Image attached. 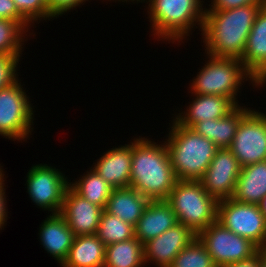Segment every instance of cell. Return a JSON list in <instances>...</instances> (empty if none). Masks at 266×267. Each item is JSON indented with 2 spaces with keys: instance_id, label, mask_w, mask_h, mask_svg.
<instances>
[{
  "instance_id": "d4e9b609",
  "label": "cell",
  "mask_w": 266,
  "mask_h": 267,
  "mask_svg": "<svg viewBox=\"0 0 266 267\" xmlns=\"http://www.w3.org/2000/svg\"><path fill=\"white\" fill-rule=\"evenodd\" d=\"M83 175L79 180L70 182V187L84 199L104 209L113 187L92 168Z\"/></svg>"
},
{
  "instance_id": "8992f818",
  "label": "cell",
  "mask_w": 266,
  "mask_h": 267,
  "mask_svg": "<svg viewBox=\"0 0 266 267\" xmlns=\"http://www.w3.org/2000/svg\"><path fill=\"white\" fill-rule=\"evenodd\" d=\"M166 201L178 223L196 235L217 220L218 201L205 191L200 181L178 180Z\"/></svg>"
},
{
  "instance_id": "f1b7e54d",
  "label": "cell",
  "mask_w": 266,
  "mask_h": 267,
  "mask_svg": "<svg viewBox=\"0 0 266 267\" xmlns=\"http://www.w3.org/2000/svg\"><path fill=\"white\" fill-rule=\"evenodd\" d=\"M19 13L33 26L34 22L50 20L47 0H14ZM39 20V21H38Z\"/></svg>"
},
{
  "instance_id": "d590c367",
  "label": "cell",
  "mask_w": 266,
  "mask_h": 267,
  "mask_svg": "<svg viewBox=\"0 0 266 267\" xmlns=\"http://www.w3.org/2000/svg\"><path fill=\"white\" fill-rule=\"evenodd\" d=\"M260 211L266 218V196L258 204Z\"/></svg>"
},
{
  "instance_id": "836d02e7",
  "label": "cell",
  "mask_w": 266,
  "mask_h": 267,
  "mask_svg": "<svg viewBox=\"0 0 266 267\" xmlns=\"http://www.w3.org/2000/svg\"><path fill=\"white\" fill-rule=\"evenodd\" d=\"M4 169L2 168L0 170V230H2V228L4 229V226H6V222H7V219H8V211H7V200H6V185H5V177L6 176L3 172Z\"/></svg>"
},
{
  "instance_id": "4dcf8cb0",
  "label": "cell",
  "mask_w": 266,
  "mask_h": 267,
  "mask_svg": "<svg viewBox=\"0 0 266 267\" xmlns=\"http://www.w3.org/2000/svg\"><path fill=\"white\" fill-rule=\"evenodd\" d=\"M86 1L89 0H47L50 11V20L52 18L55 19L54 17H59V15L62 16L67 13V11L70 12V10H73L74 8L76 9Z\"/></svg>"
},
{
  "instance_id": "4316f807",
  "label": "cell",
  "mask_w": 266,
  "mask_h": 267,
  "mask_svg": "<svg viewBox=\"0 0 266 267\" xmlns=\"http://www.w3.org/2000/svg\"><path fill=\"white\" fill-rule=\"evenodd\" d=\"M27 32L28 30L19 22L0 19V54L21 56L24 50L22 46L28 39L25 37L28 35Z\"/></svg>"
},
{
  "instance_id": "52a82bcc",
  "label": "cell",
  "mask_w": 266,
  "mask_h": 267,
  "mask_svg": "<svg viewBox=\"0 0 266 267\" xmlns=\"http://www.w3.org/2000/svg\"><path fill=\"white\" fill-rule=\"evenodd\" d=\"M19 79L0 89V135L26 142L33 132L34 109Z\"/></svg>"
},
{
  "instance_id": "603a6c76",
  "label": "cell",
  "mask_w": 266,
  "mask_h": 267,
  "mask_svg": "<svg viewBox=\"0 0 266 267\" xmlns=\"http://www.w3.org/2000/svg\"><path fill=\"white\" fill-rule=\"evenodd\" d=\"M106 245L96 234L75 236L61 267H104Z\"/></svg>"
},
{
  "instance_id": "4fadbf2b",
  "label": "cell",
  "mask_w": 266,
  "mask_h": 267,
  "mask_svg": "<svg viewBox=\"0 0 266 267\" xmlns=\"http://www.w3.org/2000/svg\"><path fill=\"white\" fill-rule=\"evenodd\" d=\"M197 235L185 225L177 223L161 235L144 244V262L157 267H169L177 254Z\"/></svg>"
},
{
  "instance_id": "9c48e42d",
  "label": "cell",
  "mask_w": 266,
  "mask_h": 267,
  "mask_svg": "<svg viewBox=\"0 0 266 267\" xmlns=\"http://www.w3.org/2000/svg\"><path fill=\"white\" fill-rule=\"evenodd\" d=\"M197 237L217 267L239 262L259 250L252 241L233 233L217 220L202 230Z\"/></svg>"
},
{
  "instance_id": "9a60e30c",
  "label": "cell",
  "mask_w": 266,
  "mask_h": 267,
  "mask_svg": "<svg viewBox=\"0 0 266 267\" xmlns=\"http://www.w3.org/2000/svg\"><path fill=\"white\" fill-rule=\"evenodd\" d=\"M132 142L104 152L94 166L95 170L113 188L130 187Z\"/></svg>"
},
{
  "instance_id": "ffe728a7",
  "label": "cell",
  "mask_w": 266,
  "mask_h": 267,
  "mask_svg": "<svg viewBox=\"0 0 266 267\" xmlns=\"http://www.w3.org/2000/svg\"><path fill=\"white\" fill-rule=\"evenodd\" d=\"M251 109L250 107L237 105L223 118L201 121L196 123L191 129L211 140L218 148H229L241 119Z\"/></svg>"
},
{
  "instance_id": "6da1fadb",
  "label": "cell",
  "mask_w": 266,
  "mask_h": 267,
  "mask_svg": "<svg viewBox=\"0 0 266 267\" xmlns=\"http://www.w3.org/2000/svg\"><path fill=\"white\" fill-rule=\"evenodd\" d=\"M263 5L250 4L230 10H209L205 6L201 31L205 53L241 59L256 14Z\"/></svg>"
},
{
  "instance_id": "2e32d148",
  "label": "cell",
  "mask_w": 266,
  "mask_h": 267,
  "mask_svg": "<svg viewBox=\"0 0 266 267\" xmlns=\"http://www.w3.org/2000/svg\"><path fill=\"white\" fill-rule=\"evenodd\" d=\"M194 95L185 111L172 117L182 126L192 128L196 123L210 119H220L237 105L228 97L219 95ZM194 99V100H193Z\"/></svg>"
},
{
  "instance_id": "e575fe53",
  "label": "cell",
  "mask_w": 266,
  "mask_h": 267,
  "mask_svg": "<svg viewBox=\"0 0 266 267\" xmlns=\"http://www.w3.org/2000/svg\"><path fill=\"white\" fill-rule=\"evenodd\" d=\"M261 258H262L261 253L258 250L251 257L242 259L239 262H234V263H230L227 265H223L221 267H259Z\"/></svg>"
},
{
  "instance_id": "5bb4252c",
  "label": "cell",
  "mask_w": 266,
  "mask_h": 267,
  "mask_svg": "<svg viewBox=\"0 0 266 267\" xmlns=\"http://www.w3.org/2000/svg\"><path fill=\"white\" fill-rule=\"evenodd\" d=\"M103 211V208L84 199L69 187L60 214L74 235L78 236L96 234Z\"/></svg>"
},
{
  "instance_id": "cb8c5ba5",
  "label": "cell",
  "mask_w": 266,
  "mask_h": 267,
  "mask_svg": "<svg viewBox=\"0 0 266 267\" xmlns=\"http://www.w3.org/2000/svg\"><path fill=\"white\" fill-rule=\"evenodd\" d=\"M144 266V245L136 237L106 246L104 267Z\"/></svg>"
},
{
  "instance_id": "ab89813d",
  "label": "cell",
  "mask_w": 266,
  "mask_h": 267,
  "mask_svg": "<svg viewBox=\"0 0 266 267\" xmlns=\"http://www.w3.org/2000/svg\"><path fill=\"white\" fill-rule=\"evenodd\" d=\"M259 267H266V261L261 258Z\"/></svg>"
},
{
  "instance_id": "d6986e66",
  "label": "cell",
  "mask_w": 266,
  "mask_h": 267,
  "mask_svg": "<svg viewBox=\"0 0 266 267\" xmlns=\"http://www.w3.org/2000/svg\"><path fill=\"white\" fill-rule=\"evenodd\" d=\"M177 223L172 206L166 200L150 201L134 226L135 237L144 245Z\"/></svg>"
},
{
  "instance_id": "ba28073f",
  "label": "cell",
  "mask_w": 266,
  "mask_h": 267,
  "mask_svg": "<svg viewBox=\"0 0 266 267\" xmlns=\"http://www.w3.org/2000/svg\"><path fill=\"white\" fill-rule=\"evenodd\" d=\"M61 169L48 164L32 165L26 176L27 192L32 202L51 214L61 212L70 182Z\"/></svg>"
},
{
  "instance_id": "7402d4cb",
  "label": "cell",
  "mask_w": 266,
  "mask_h": 267,
  "mask_svg": "<svg viewBox=\"0 0 266 267\" xmlns=\"http://www.w3.org/2000/svg\"><path fill=\"white\" fill-rule=\"evenodd\" d=\"M266 196V160L241 167L232 199L256 204Z\"/></svg>"
},
{
  "instance_id": "f35d334b",
  "label": "cell",
  "mask_w": 266,
  "mask_h": 267,
  "mask_svg": "<svg viewBox=\"0 0 266 267\" xmlns=\"http://www.w3.org/2000/svg\"><path fill=\"white\" fill-rule=\"evenodd\" d=\"M266 76L258 83V88L266 86Z\"/></svg>"
},
{
  "instance_id": "7c38bea8",
  "label": "cell",
  "mask_w": 266,
  "mask_h": 267,
  "mask_svg": "<svg viewBox=\"0 0 266 267\" xmlns=\"http://www.w3.org/2000/svg\"><path fill=\"white\" fill-rule=\"evenodd\" d=\"M241 166L229 148H218L204 176L199 180L205 191L217 201L230 199Z\"/></svg>"
},
{
  "instance_id": "d6a6232c",
  "label": "cell",
  "mask_w": 266,
  "mask_h": 267,
  "mask_svg": "<svg viewBox=\"0 0 266 267\" xmlns=\"http://www.w3.org/2000/svg\"><path fill=\"white\" fill-rule=\"evenodd\" d=\"M250 4H266V0H211L209 10H230Z\"/></svg>"
},
{
  "instance_id": "484cf974",
  "label": "cell",
  "mask_w": 266,
  "mask_h": 267,
  "mask_svg": "<svg viewBox=\"0 0 266 267\" xmlns=\"http://www.w3.org/2000/svg\"><path fill=\"white\" fill-rule=\"evenodd\" d=\"M96 236L107 246L134 238L135 229L132 224L103 211Z\"/></svg>"
},
{
  "instance_id": "1f68e13d",
  "label": "cell",
  "mask_w": 266,
  "mask_h": 267,
  "mask_svg": "<svg viewBox=\"0 0 266 267\" xmlns=\"http://www.w3.org/2000/svg\"><path fill=\"white\" fill-rule=\"evenodd\" d=\"M0 19H9L21 23L28 31L31 24L19 13L14 0H0Z\"/></svg>"
},
{
  "instance_id": "30bf717a",
  "label": "cell",
  "mask_w": 266,
  "mask_h": 267,
  "mask_svg": "<svg viewBox=\"0 0 266 267\" xmlns=\"http://www.w3.org/2000/svg\"><path fill=\"white\" fill-rule=\"evenodd\" d=\"M217 221L258 247L266 238V218L256 204L241 203L232 198L220 200L217 205Z\"/></svg>"
},
{
  "instance_id": "83f0119b",
  "label": "cell",
  "mask_w": 266,
  "mask_h": 267,
  "mask_svg": "<svg viewBox=\"0 0 266 267\" xmlns=\"http://www.w3.org/2000/svg\"><path fill=\"white\" fill-rule=\"evenodd\" d=\"M169 267H217L204 244L196 237L182 249Z\"/></svg>"
},
{
  "instance_id": "277c9868",
  "label": "cell",
  "mask_w": 266,
  "mask_h": 267,
  "mask_svg": "<svg viewBox=\"0 0 266 267\" xmlns=\"http://www.w3.org/2000/svg\"><path fill=\"white\" fill-rule=\"evenodd\" d=\"M202 0H148L147 12L154 35L159 41L181 43L194 27L202 31L205 8ZM198 27H197V26ZM157 35V36H156Z\"/></svg>"
},
{
  "instance_id": "74e56055",
  "label": "cell",
  "mask_w": 266,
  "mask_h": 267,
  "mask_svg": "<svg viewBox=\"0 0 266 267\" xmlns=\"http://www.w3.org/2000/svg\"><path fill=\"white\" fill-rule=\"evenodd\" d=\"M108 1H111V0H108ZM113 1H115V2H116V1H118V2H119V1L121 2V1H122V2H124V3H125V2H131V1H132V3H133L134 1H135V2L137 1L136 3L138 4V3H140V2H141V3H142V2L145 3L146 0H113ZM147 1H148V0H147Z\"/></svg>"
},
{
  "instance_id": "8fae6325",
  "label": "cell",
  "mask_w": 266,
  "mask_h": 267,
  "mask_svg": "<svg viewBox=\"0 0 266 267\" xmlns=\"http://www.w3.org/2000/svg\"><path fill=\"white\" fill-rule=\"evenodd\" d=\"M241 167L266 160V114L250 110L240 121L229 147Z\"/></svg>"
},
{
  "instance_id": "7a4b0ae2",
  "label": "cell",
  "mask_w": 266,
  "mask_h": 267,
  "mask_svg": "<svg viewBox=\"0 0 266 267\" xmlns=\"http://www.w3.org/2000/svg\"><path fill=\"white\" fill-rule=\"evenodd\" d=\"M133 141L130 187L150 201L167 200L178 180L165 141L157 144L141 136Z\"/></svg>"
},
{
  "instance_id": "5b68a950",
  "label": "cell",
  "mask_w": 266,
  "mask_h": 267,
  "mask_svg": "<svg viewBox=\"0 0 266 267\" xmlns=\"http://www.w3.org/2000/svg\"><path fill=\"white\" fill-rule=\"evenodd\" d=\"M206 56L208 60L189 84L191 94L228 97L239 105L237 95L241 92L239 89L242 83L251 81L252 87H259L240 59L214 57L208 54Z\"/></svg>"
},
{
  "instance_id": "ac0fdd59",
  "label": "cell",
  "mask_w": 266,
  "mask_h": 267,
  "mask_svg": "<svg viewBox=\"0 0 266 267\" xmlns=\"http://www.w3.org/2000/svg\"><path fill=\"white\" fill-rule=\"evenodd\" d=\"M39 227V238L45 251L61 266L68 257L75 235L60 214H50Z\"/></svg>"
},
{
  "instance_id": "3957f363",
  "label": "cell",
  "mask_w": 266,
  "mask_h": 267,
  "mask_svg": "<svg viewBox=\"0 0 266 267\" xmlns=\"http://www.w3.org/2000/svg\"><path fill=\"white\" fill-rule=\"evenodd\" d=\"M165 139L171 165L177 180L199 181L211 163L218 147L193 129L171 121Z\"/></svg>"
},
{
  "instance_id": "44dd1931",
  "label": "cell",
  "mask_w": 266,
  "mask_h": 267,
  "mask_svg": "<svg viewBox=\"0 0 266 267\" xmlns=\"http://www.w3.org/2000/svg\"><path fill=\"white\" fill-rule=\"evenodd\" d=\"M149 202L134 188H113L104 211L135 226Z\"/></svg>"
},
{
  "instance_id": "e0dca14e",
  "label": "cell",
  "mask_w": 266,
  "mask_h": 267,
  "mask_svg": "<svg viewBox=\"0 0 266 267\" xmlns=\"http://www.w3.org/2000/svg\"><path fill=\"white\" fill-rule=\"evenodd\" d=\"M240 60L258 83L266 76V4L256 14Z\"/></svg>"
},
{
  "instance_id": "f546056e",
  "label": "cell",
  "mask_w": 266,
  "mask_h": 267,
  "mask_svg": "<svg viewBox=\"0 0 266 267\" xmlns=\"http://www.w3.org/2000/svg\"><path fill=\"white\" fill-rule=\"evenodd\" d=\"M20 57L0 54V89L10 86L19 79L17 69Z\"/></svg>"
},
{
  "instance_id": "8d00e7d4",
  "label": "cell",
  "mask_w": 266,
  "mask_h": 267,
  "mask_svg": "<svg viewBox=\"0 0 266 267\" xmlns=\"http://www.w3.org/2000/svg\"><path fill=\"white\" fill-rule=\"evenodd\" d=\"M259 251L261 253L262 259L266 261V238L262 242V244L259 246Z\"/></svg>"
}]
</instances>
